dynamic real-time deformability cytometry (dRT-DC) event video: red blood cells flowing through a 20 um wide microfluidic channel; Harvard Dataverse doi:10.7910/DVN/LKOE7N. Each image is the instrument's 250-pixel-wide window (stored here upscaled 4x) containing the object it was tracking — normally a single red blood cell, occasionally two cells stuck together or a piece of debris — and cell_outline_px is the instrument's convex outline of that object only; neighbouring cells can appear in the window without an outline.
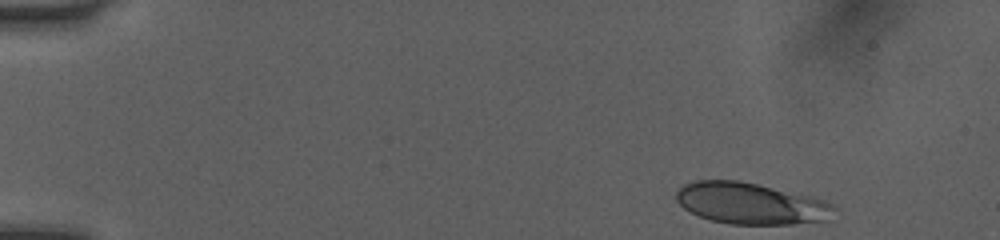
{"species": "human", "species_latin": "Homo sapiens", "temperature_condition": "room temperature", "stored_images_in_passage": 45, "camera_frame_rate_fps": 3000, "um_per_image_px": 0.085, "donor": {"sex": "female"}, "frame": {"image": 1, "passage_image": 1, "time_ms": 0.0, "image_size_px": [1000, 240], "cell_outline_px": [[836, 208], [828, 220], [792, 224], [732, 224], [712, 220], [700, 216], [684, 208], [676, 200], [676, 192], [684, 184], [696, 180], [740, 180], [812, 196], [824, 200], [832, 204]], "centroid_in_image_um": [63.83, 17.28], "position_along_channel_um": 21.2, "area_um2": 38.03}}
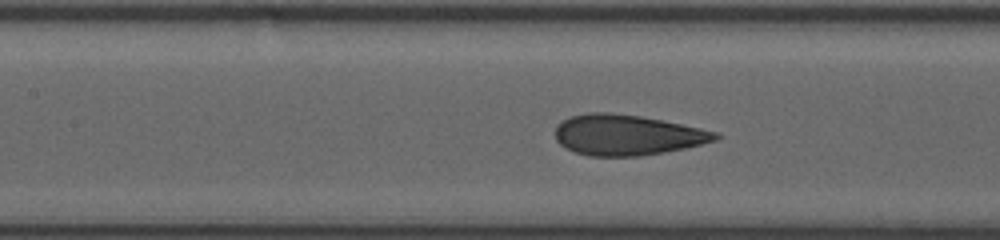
{"frame": {"image": 2, "passage_image": 19, "time_ms": 6.0, "image_size_px": [1000, 240], "cell_outline_px": [[724, 136], [716, 140], [684, 148], [664, 152], [636, 156], [588, 156], [564, 148], [556, 140], [556, 124], [560, 120], [572, 116], [588, 112], [612, 112], [640, 116], [720, 132]], "centroid_in_image_um": [53.28, 11.46], "position_along_channel_um": 154.1, "area_um2": 37.92}}
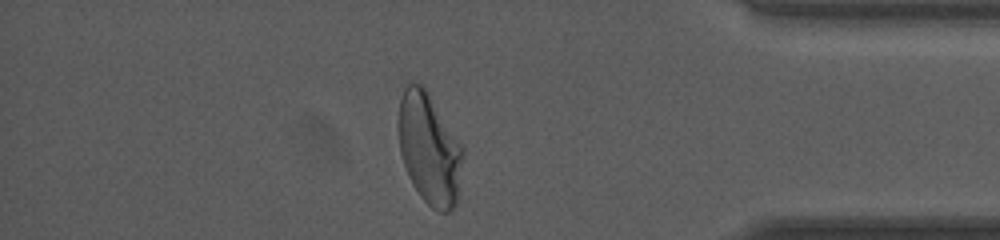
{"frame": {"image": 3, "passage_image": 39, "time_ms": 12.667, "image_size_px": [1000, 240], "cell_outline_px": [[464, 156], [456, 204], [452, 212], [440, 212], [432, 208], [420, 196], [412, 184], [408, 176], [400, 152], [396, 128], [396, 120], [400, 100], [404, 88], [408, 84], [424, 84], [464, 148]], "centroid_in_image_um": [36.48, 12.63], "position_along_channel_um": 398.7, "area_um2": 42.54}, "authors_computed_cell_mechanics": {"area_um2": 37.9746, "velocity_mm_per_s": 4.0482, "shape_relaxation_time_tau1_ms": 6.851, "shape_relaxation_time_tau2_ms": null, "deformation_change_tau1": 0.1835, "deformation_change_tau2": null}}